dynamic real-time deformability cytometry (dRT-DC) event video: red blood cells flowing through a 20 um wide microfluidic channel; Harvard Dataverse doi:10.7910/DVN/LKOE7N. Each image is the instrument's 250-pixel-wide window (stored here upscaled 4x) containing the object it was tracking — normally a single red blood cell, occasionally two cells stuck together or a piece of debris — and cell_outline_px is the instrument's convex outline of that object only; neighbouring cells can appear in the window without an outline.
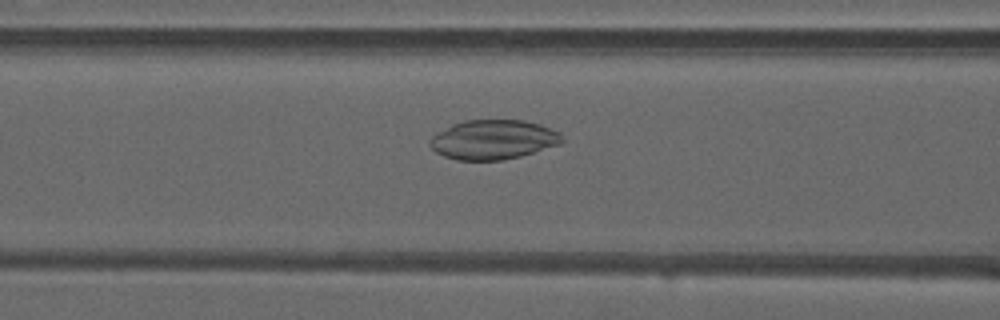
{"species": "common noctule bat (a hibernating species)", "species_latin": "Nyctalus noctula", "temperature_condition": "warm", "stored_images_in_passage": 42, "camera_frame_rate_fps": 3000, "um_per_image_px": 0.085, "animal": {"sex": "male", "forearm_length_mm": 52.5}, "frame": {"image": 1, "passage_image": 13, "time_ms": 4.0, "image_size_px": [1000, 320], "cell_outline_px": [[564, 140], [560, 144], [520, 156], [500, 160], [456, 160], [444, 156], [436, 152], [428, 144], [428, 140], [436, 132], [452, 124], [464, 120], [524, 120], [540, 124], [560, 132], [564, 136]], "centroid_in_image_um": [41.91, 11.86], "position_along_channel_um": 124.7, "area_um2": 30.58}}
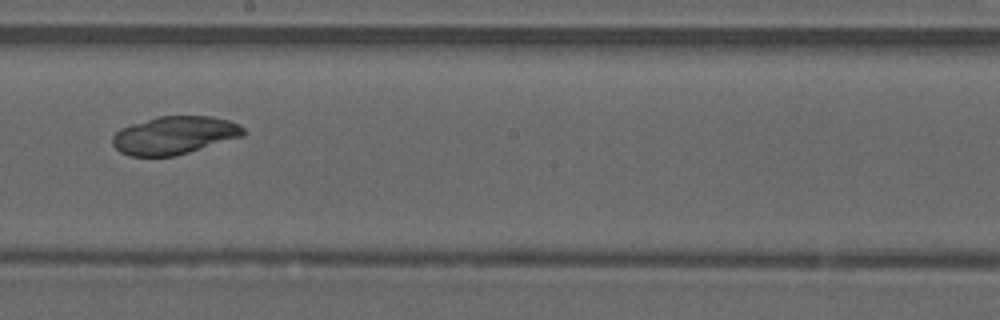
{"frame": {"image": 2, "passage_image": 21, "time_ms": 6.667, "image_size_px": [1000, 320], "cell_outline_px": [[244, 136], [176, 156], [128, 156], [120, 152], [112, 144], [112, 136], [120, 128], [132, 124], [160, 116], [212, 116], [228, 120], [240, 124], [244, 128]], "centroid_in_image_um": [14.83, 11.5], "position_along_channel_um": 233.4, "area_um2": 29.02}}
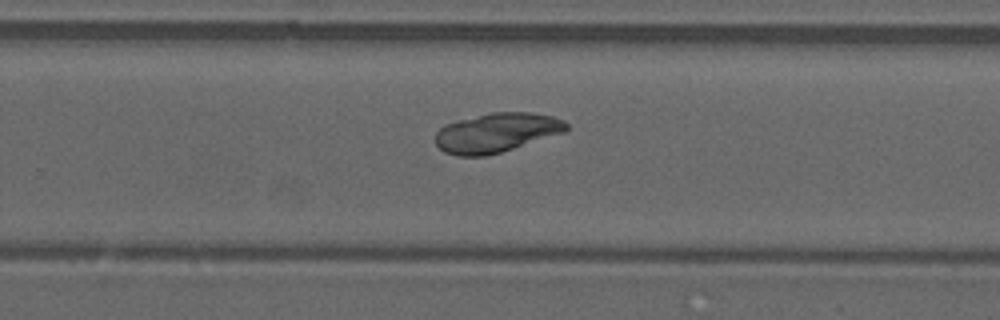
{"frame": {"image": 3, "passage_image": 25, "time_ms": 8.0, "image_size_px": [1000, 320], "cell_outline_px": [[568, 128], [564, 132], [500, 152], [484, 156], [456, 156], [444, 152], [436, 144], [436, 132], [444, 124], [456, 120], [492, 112], [532, 112], [552, 116], [564, 120], [568, 124]], "centroid_in_image_um": [42.18, 11.26], "position_along_channel_um": 287.6, "area_um2": 29.94}}